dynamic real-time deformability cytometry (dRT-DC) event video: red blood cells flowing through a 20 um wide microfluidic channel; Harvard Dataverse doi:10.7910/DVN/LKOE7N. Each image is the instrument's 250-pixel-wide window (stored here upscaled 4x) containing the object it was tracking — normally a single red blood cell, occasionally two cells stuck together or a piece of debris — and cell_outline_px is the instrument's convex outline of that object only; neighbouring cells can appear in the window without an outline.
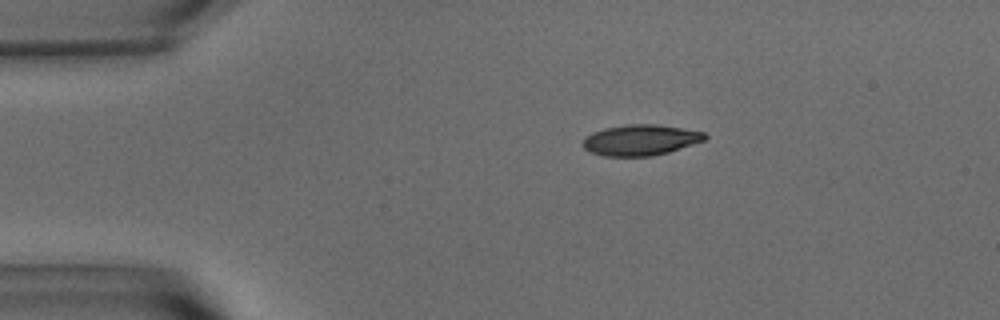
{"species": "common noctule bat (a hibernating species)", "species_latin": "Nyctalus noctula", "temperature_condition": "warm", "stored_images_in_passage": 46, "camera_frame_rate_fps": 3000, "um_per_image_px": 0.085, "animal": {"sex": "male", "body_mass_g": 15.6}, "frame": {"image": 1, "passage_image": 1, "time_ms": 0.0, "image_size_px": [1000, 320], "cell_outline_px": [[708, 136], [704, 140], [668, 152], [652, 156], [604, 156], [592, 152], [584, 148], [580, 144], [584, 136], [592, 132], [604, 128], [628, 124], [656, 124], [704, 132]], "centroid_in_image_um": [54.38, 11.9], "position_along_channel_um": 30.6, "area_um2": 21.85}}
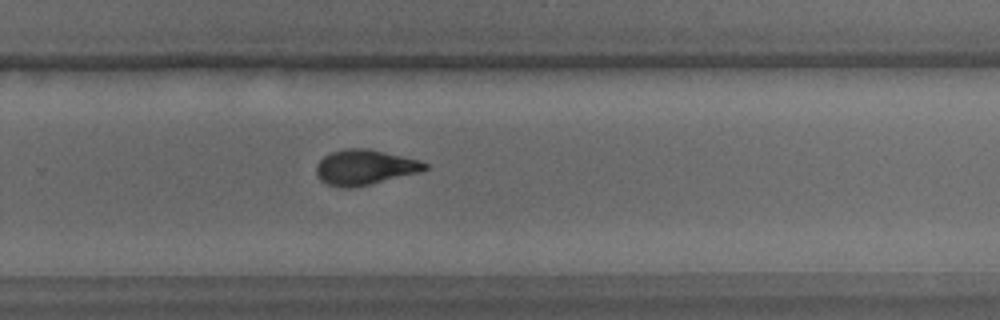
{"frame": {"image": 2, "passage_image": 27, "time_ms": 8.667, "image_size_px": [1000, 320], "cell_outline_px": [[428, 168], [420, 172], [352, 188], [340, 188], [328, 184], [320, 180], [316, 172], [316, 164], [324, 156], [332, 152], [344, 148], [368, 148], [416, 160], [428, 164]], "centroid_in_image_um": [30.95, 14.22], "position_along_channel_um": 298.8, "area_um2": 22.02}}
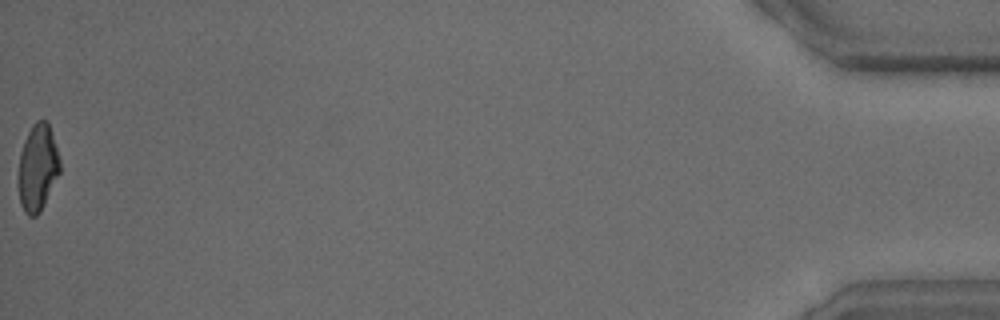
{"frame": {"image": 3, "passage_image": 46, "time_ms": 15.0, "image_size_px": [1000, 320], "cell_outline_px": [[60, 172], [40, 212], [36, 216], [28, 216], [24, 212], [20, 204], [16, 184], [20, 152], [24, 140], [32, 124], [36, 120], [48, 120], [60, 160]], "centroid_in_image_um": [3.16, 14.26], "position_along_channel_um": 432.0, "area_um2": 21.44}, "authors_computed_cell_mechanics": {"area_um2": 22.1663, "velocity_mm_per_s": 3.6676, "shape_relaxation_time_tau1_ms": 3.6573, "shape_relaxation_time_tau2_ms": 2.3006, "deformation_change_tau1": 0.1611, "deformation_change_tau2": 0.0822}}